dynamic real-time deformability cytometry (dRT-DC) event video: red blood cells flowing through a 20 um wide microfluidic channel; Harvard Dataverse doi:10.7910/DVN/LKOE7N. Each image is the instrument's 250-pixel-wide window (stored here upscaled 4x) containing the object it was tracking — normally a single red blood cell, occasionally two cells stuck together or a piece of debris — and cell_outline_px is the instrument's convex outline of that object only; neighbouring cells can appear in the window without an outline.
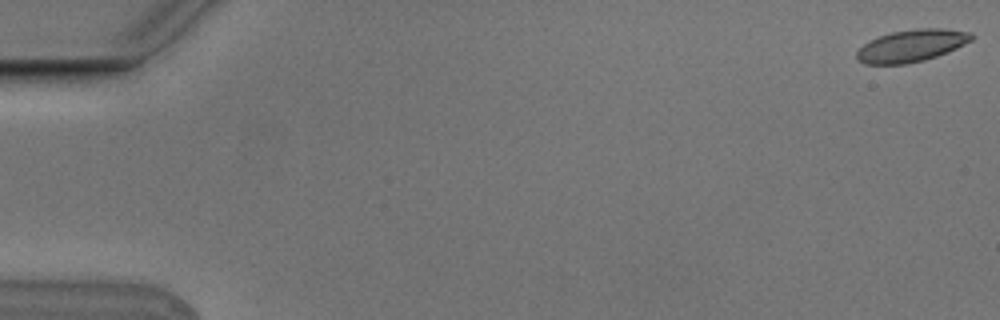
{"species": "Egyptian fruit bat (a non-hibernating species)", "species_latin": "Rousettus aegyptiacus", "temperature_condition": "cold", "stored_images_in_passage": 6, "segment_of_instrument_passage": [2, 2], "camera_frame_rate_fps": 3000, "um_per_image_px": 0.085, "animal": {"sex": "male"}, "frame": {"image": 1, "passage_image": 6, "time_ms": 1.667, "image_size_px": [1000, 320], "cell_outline_px": [[972, 40], [956, 48], [936, 56], [924, 60], [904, 64], [864, 64], [856, 60], [856, 52], [864, 44], [880, 36], [892, 32], [916, 28], [940, 28], [972, 32]], "centroid_in_image_um": [77.46, 3.88], "position_along_channel_um": 7.5, "area_um2": 21.33}}